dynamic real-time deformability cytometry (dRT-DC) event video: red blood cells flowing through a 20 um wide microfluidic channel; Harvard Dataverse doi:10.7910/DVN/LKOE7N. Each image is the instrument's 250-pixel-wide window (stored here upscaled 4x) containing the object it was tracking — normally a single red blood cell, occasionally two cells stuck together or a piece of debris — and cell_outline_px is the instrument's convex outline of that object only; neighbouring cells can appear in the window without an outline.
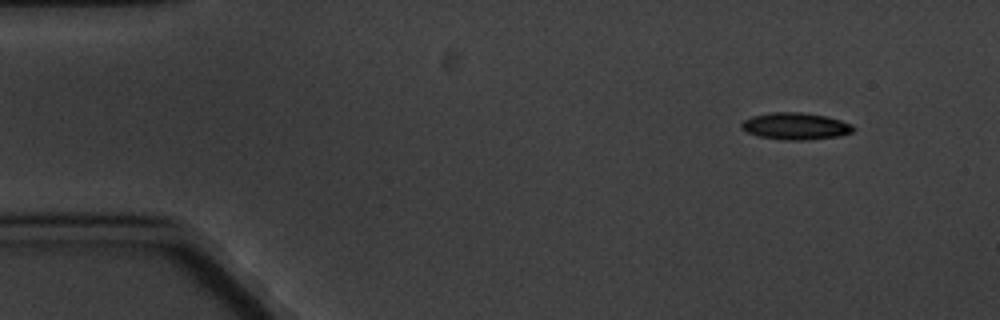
{"species": "common noctule bat (a hibernating species)", "species_latin": "Nyctalus noctula", "temperature_condition": "cold", "stored_images_in_passage": 10, "camera_frame_rate_fps": 3000, "um_per_image_px": 0.085, "animal": {"sex": "male", "body_mass_g": 20.1, "forearm_length_mm": 53.5}, "frame": {"image": 1, "passage_image": 1, "time_ms": 0.0, "image_size_px": [1000, 320], "cell_outline_px": [[856, 128], [852, 132], [840, 136], [808, 140], [784, 140], [760, 136], [748, 132], [740, 128], [740, 124], [744, 120], [752, 116], [772, 112], [804, 112], [828, 116], [852, 124]], "centroid_in_image_um": [67.65, 10.72], "position_along_channel_um": 17.3, "area_um2": 17.69}}
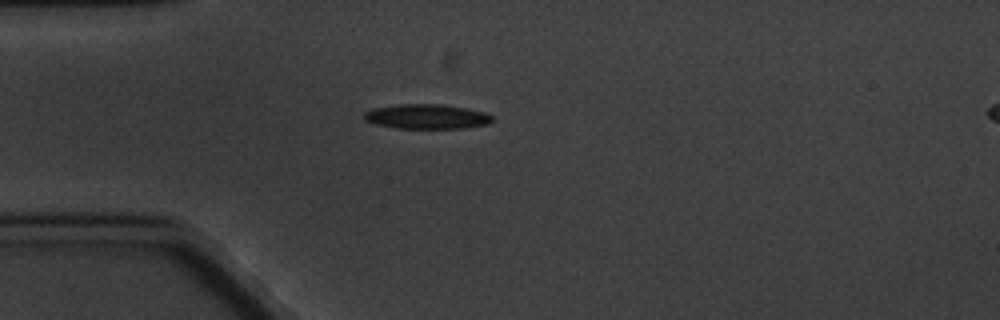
{"frame": {"image": 2, "passage_image": 4, "time_ms": 3.333, "image_size_px": [1000, 320], "cell_outline_px": [[492, 120], [488, 124], [464, 128], [396, 128], [376, 124], [364, 120], [364, 112], [372, 108], [400, 104], [440, 104], [468, 108], [484, 112], [492, 116]], "centroid_in_image_um": [36.26, 9.9], "position_along_channel_um": 48.7, "area_um2": 18.44}}
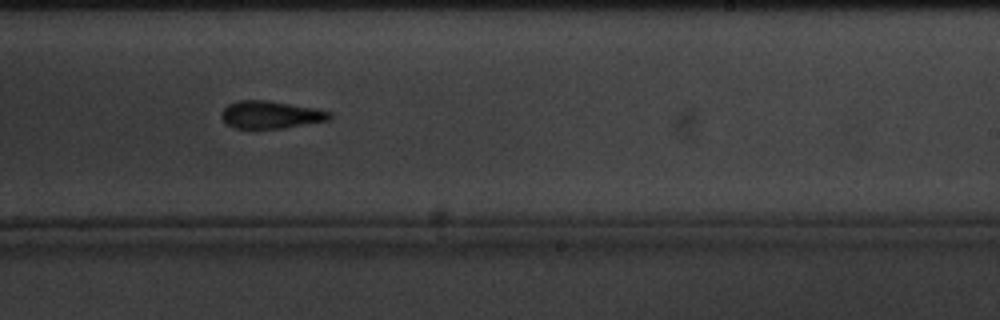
{"frame": {"image": 3, "passage_image": 10, "time_ms": 10.333, "image_size_px": [1000, 320], "cell_outline_px": [[332, 116], [328, 120], [284, 128], [236, 128], [228, 124], [220, 116], [220, 112], [228, 104], [236, 100], [268, 100], [316, 108], [332, 112]], "centroid_in_image_um": [23.0, 9.73], "position_along_channel_um": 266.0, "area_um2": 17.4}}